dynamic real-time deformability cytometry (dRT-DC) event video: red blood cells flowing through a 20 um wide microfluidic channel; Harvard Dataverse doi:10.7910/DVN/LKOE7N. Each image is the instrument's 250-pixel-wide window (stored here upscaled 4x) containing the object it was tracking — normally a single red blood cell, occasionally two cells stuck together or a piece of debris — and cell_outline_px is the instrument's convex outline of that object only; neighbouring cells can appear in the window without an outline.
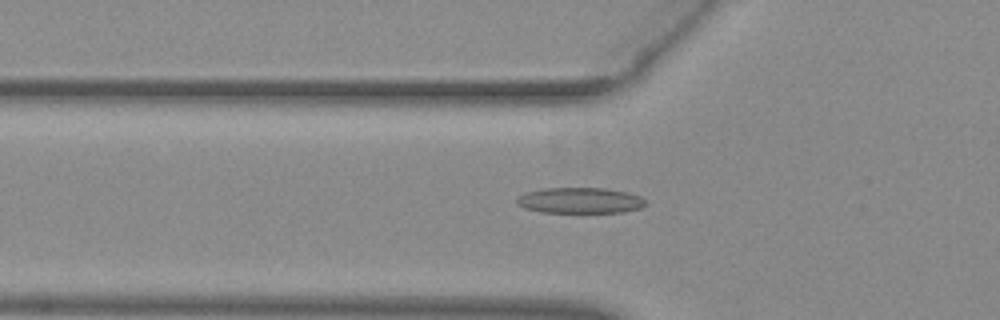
{"species": "common noctule bat (a hibernating species)", "species_latin": "Nyctalus noctula", "temperature_condition": "warm", "stored_images_in_passage": 31, "camera_frame_rate_fps": 3000, "um_per_image_px": 0.085, "animal": {"sex": "female", "body_mass_g": 29.2, "forearm_length_mm": 56.3}, "frame": {"image": 1, "passage_image": 2, "time_ms": 0.333, "image_size_px": [1000, 320], "cell_outline_px": [[648, 204], [640, 208], [624, 212], [540, 212], [524, 208], [516, 204], [516, 200], [520, 196], [528, 192], [544, 188], [604, 188], [628, 192], [640, 196]], "centroid_in_image_um": [49.32, 17.04], "position_along_channel_um": 76.5, "area_um2": 19.31}}
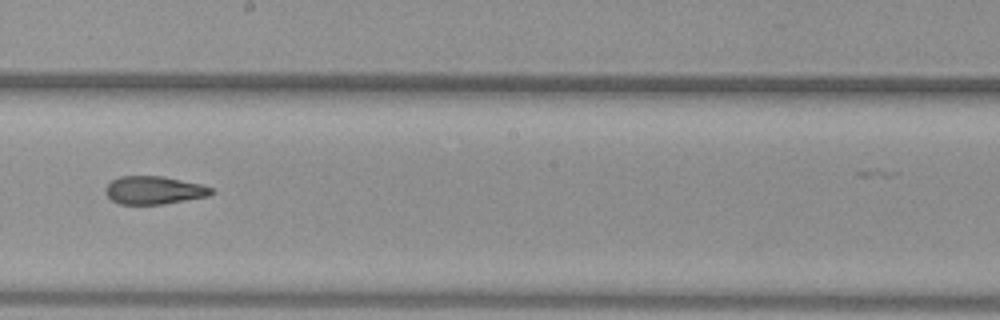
{"frame": {"image": 2, "passage_image": 14, "time_ms": 4.333, "image_size_px": [1000, 320], "cell_outline_px": [[212, 192], [208, 196], [160, 204], [120, 204], [112, 200], [104, 192], [104, 188], [112, 180], [120, 176], [164, 176], [200, 184], [212, 188]], "centroid_in_image_um": [13.04, 16.16], "position_along_channel_um": 235.2, "area_um2": 17.11}}
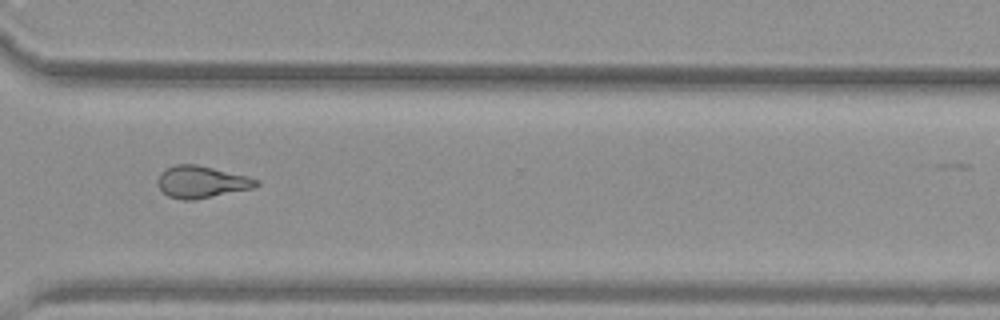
{"frame": {"image": 3, "passage_image": 23, "time_ms": 7.333, "image_size_px": [1000, 320], "cell_outline_px": [[260, 184], [252, 188], [196, 200], [184, 200], [168, 196], [156, 184], [156, 180], [160, 172], [176, 164], [196, 164], [248, 176], [260, 180]], "centroid_in_image_um": [17.12, 15.46], "position_along_channel_um": 353.5, "area_um2": 18.44}}